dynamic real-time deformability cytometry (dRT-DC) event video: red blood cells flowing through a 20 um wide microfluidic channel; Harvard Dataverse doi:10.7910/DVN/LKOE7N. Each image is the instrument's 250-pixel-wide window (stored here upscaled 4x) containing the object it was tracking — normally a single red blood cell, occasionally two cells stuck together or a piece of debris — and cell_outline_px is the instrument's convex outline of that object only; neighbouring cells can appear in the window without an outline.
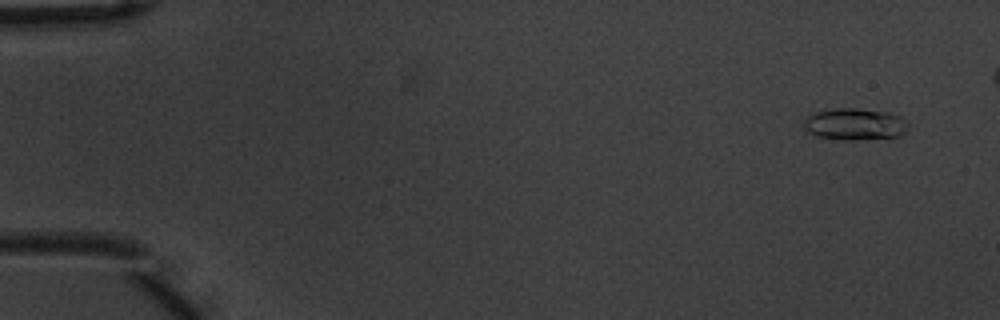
{"species": "common noctule bat (a hibernating species)", "species_latin": "Nyctalus noctula", "temperature_condition": "warm", "stored_images_in_passage": 49, "camera_frame_rate_fps": 3000, "um_per_image_px": 0.085, "animal": {"sex": "male", "body_mass_g": 20.1, "forearm_length_mm": 53.5}, "frame": {"image": 1, "passage_image": 1, "time_ms": 0.0, "image_size_px": [1000, 320], "cell_outline_px": [[908, 124], [904, 132], [900, 136], [852, 140], [844, 140], [816, 136], [808, 132], [804, 128], [804, 120], [808, 116], [816, 112], [836, 108], [856, 108], [888, 112], [900, 116]], "centroid_in_image_um": [72.64, 10.55], "position_along_channel_um": 12.4, "area_um2": 19.19}}
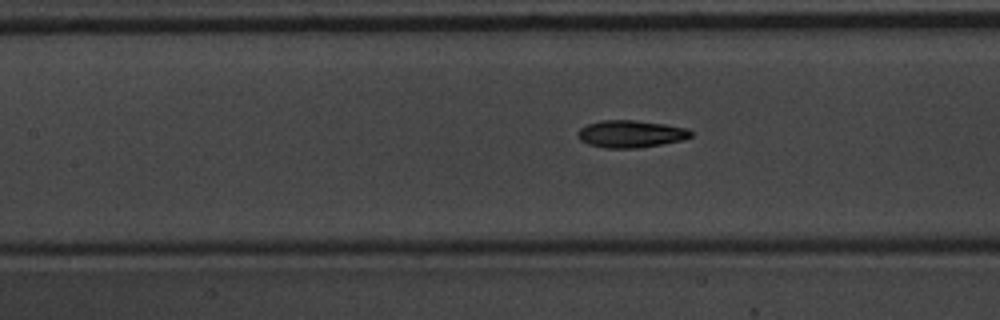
{"frame": {"image": 2, "passage_image": 23, "time_ms": 7.333, "image_size_px": [1000, 320], "cell_outline_px": [[692, 136], [680, 140], [640, 148], [604, 148], [588, 144], [580, 140], [576, 132], [580, 128], [588, 124], [600, 120], [632, 120], [664, 124], [688, 128], [692, 132]], "centroid_in_image_um": [53.58, 11.38], "position_along_channel_um": 153.8, "area_um2": 17.92}}
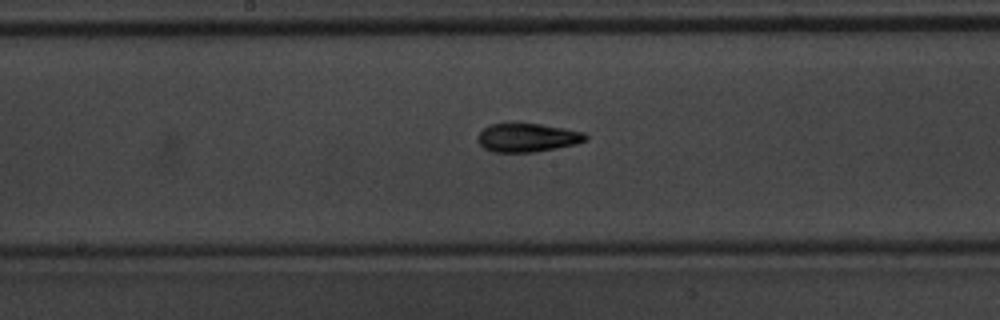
{"frame": {"image": 3, "passage_image": 27, "time_ms": 8.667, "image_size_px": [1000, 320], "cell_outline_px": [[588, 140], [576, 144], [556, 148], [532, 152], [492, 152], [484, 148], [476, 140], [476, 136], [484, 128], [492, 124], [540, 124], [564, 128], [584, 132], [588, 136]], "centroid_in_image_um": [44.83, 11.71], "position_along_channel_um": 203.4, "area_um2": 17.92}}